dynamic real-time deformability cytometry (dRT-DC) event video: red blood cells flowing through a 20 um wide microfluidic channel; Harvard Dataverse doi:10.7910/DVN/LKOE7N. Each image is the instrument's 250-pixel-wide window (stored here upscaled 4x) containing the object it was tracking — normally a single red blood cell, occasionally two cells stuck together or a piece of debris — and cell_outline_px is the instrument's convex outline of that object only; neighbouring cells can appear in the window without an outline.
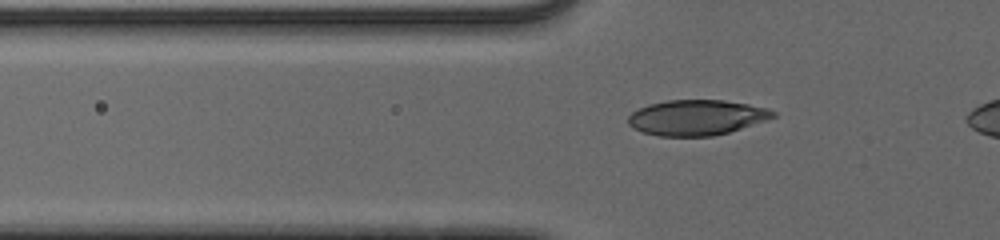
{"species": "human", "species_latin": "Homo sapiens", "temperature_condition": "cold", "stored_images_in_passage": 39, "camera_frame_rate_fps": 3000, "um_per_image_px": 0.085, "donor": {"sex": "male"}, "frame": {"image": 1, "passage_image": 9, "time_ms": 2.667, "image_size_px": [1000, 240], "cell_outline_px": [[776, 116], [768, 120], [728, 132], [712, 136], [660, 136], [644, 132], [632, 128], [628, 124], [628, 116], [632, 112], [648, 104], [668, 100], [724, 100], [748, 104], [768, 108], [776, 112]], "centroid_in_image_um": [59.22, 9.98], "position_along_channel_um": 66.6, "area_um2": 29.88}}
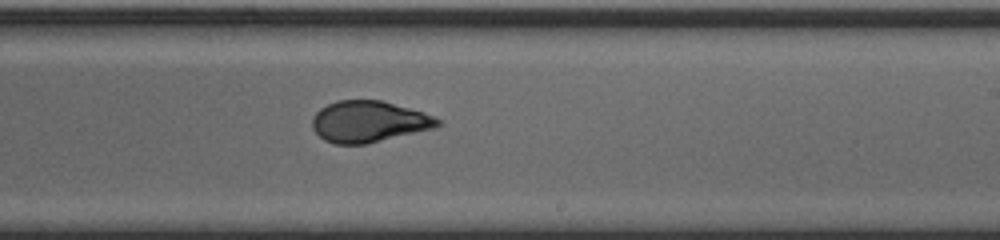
{"frame": {"image": 2, "passage_image": 24, "time_ms": 7.667, "image_size_px": [1000, 240], "cell_outline_px": [[444, 124], [436, 128], [368, 144], [336, 144], [324, 140], [312, 128], [312, 116], [320, 108], [336, 100], [384, 100], [424, 112], [436, 116]], "centroid_in_image_um": [31.39, 10.33], "position_along_channel_um": 257.6, "area_um2": 30.69}}
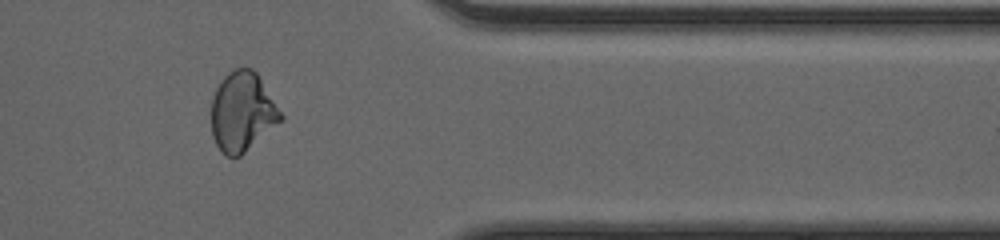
{"frame": {"image": 3, "passage_image": 35, "time_ms": 11.333, "image_size_px": [1000, 240], "cell_outline_px": [[284, 120], [240, 156], [228, 156], [220, 152], [212, 136], [212, 96], [216, 88], [224, 76], [228, 72], [236, 68], [252, 68], [256, 72], [284, 116]], "centroid_in_image_um": [20.6, 9.52], "position_along_channel_um": 390.8, "area_um2": 32.14}}